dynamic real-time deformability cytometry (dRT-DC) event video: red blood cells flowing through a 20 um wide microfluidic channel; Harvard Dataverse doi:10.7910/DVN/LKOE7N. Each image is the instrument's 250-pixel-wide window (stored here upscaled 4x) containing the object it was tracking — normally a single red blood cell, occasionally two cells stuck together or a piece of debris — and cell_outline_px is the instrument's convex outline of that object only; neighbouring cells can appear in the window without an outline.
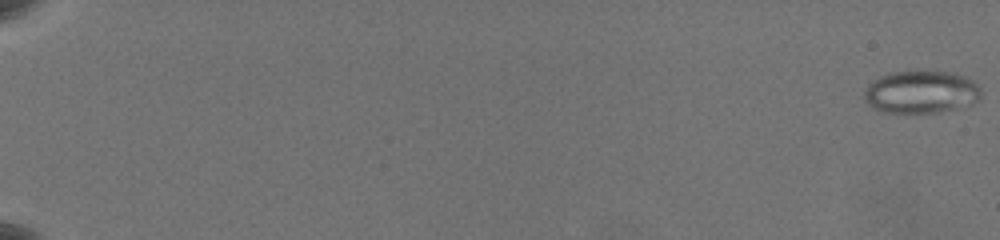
{"species": "common noctule bat (a hibernating species)", "species_latin": "Nyctalus noctula", "temperature_condition": "warm", "stored_images_in_passage": 63, "camera_frame_rate_fps": 3000, "um_per_image_px": 0.085, "animal": {"sex": "female", "body_mass_g": 19.5, "forearm_length_mm": 54.1}, "frame": {"image": 1, "passage_image": 1, "time_ms": 0.0, "image_size_px": [1000, 240], "cell_outline_px": [[980, 96], [972, 104], [956, 108], [936, 112], [884, 112], [868, 104], [864, 100], [864, 92], [868, 84], [892, 72], [948, 72], [972, 80], [980, 88]], "centroid_in_image_um": [78.28, 7.83], "position_along_channel_um": 6.7, "area_um2": 28.21}}
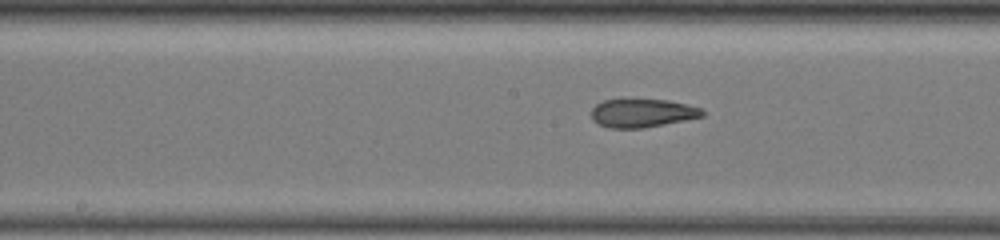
{"frame": {"image": 2, "passage_image": 37, "time_ms": 12.0, "image_size_px": [1000, 240], "cell_outline_px": [[704, 116], [644, 128], [608, 128], [596, 124], [592, 120], [592, 108], [596, 104], [604, 100], [620, 96], [668, 100], [700, 108], [704, 112]], "centroid_in_image_um": [54.5, 9.57], "position_along_channel_um": 193.7, "area_um2": 19.13}}
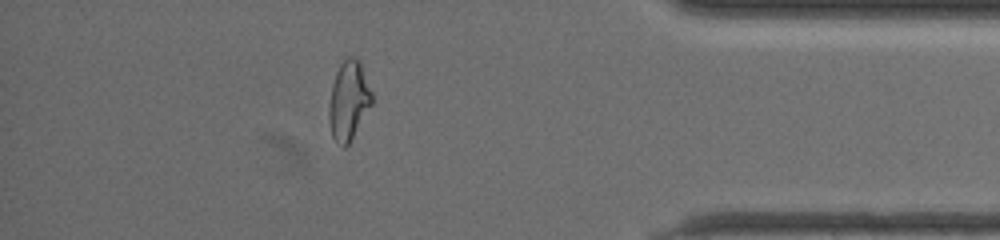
{"frame": {"image": 3, "passage_image": 57, "time_ms": 18.667, "image_size_px": [1000, 240], "cell_outline_px": [[372, 104], [348, 144], [344, 148], [336, 144], [332, 136], [328, 120], [328, 108], [332, 84], [336, 72], [340, 64], [348, 56], [356, 56], [360, 60], [372, 92]], "centroid_in_image_um": [29.62, 8.54], "position_along_channel_um": 405.6, "area_um2": 19.94}, "authors_computed_cell_mechanics": {"area_um2": 21.097, "velocity_mm_per_s": 3.5766, "shape_relaxation_time_tau1_ms": null, "shape_relaxation_time_tau2_ms": 1.5771, "deformation_change_tau1": null, "deformation_change_tau2": 0.0943}}